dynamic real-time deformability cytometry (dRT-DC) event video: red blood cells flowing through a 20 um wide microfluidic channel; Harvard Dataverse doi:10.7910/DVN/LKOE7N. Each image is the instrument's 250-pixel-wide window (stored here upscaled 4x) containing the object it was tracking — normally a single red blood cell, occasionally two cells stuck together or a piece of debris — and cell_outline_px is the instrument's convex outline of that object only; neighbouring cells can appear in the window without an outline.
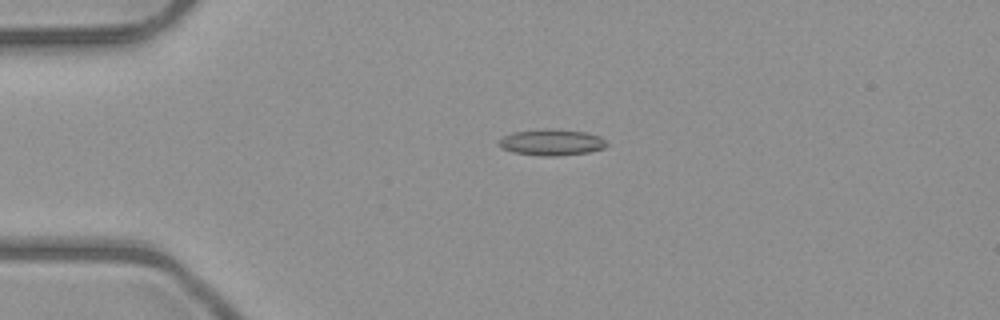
{"species": "common noctule bat (a hibernating species)", "species_latin": "Nyctalus noctula", "temperature_condition": "room temperature", "stored_images_in_passage": 4, "camera_frame_rate_fps": 3000, "um_per_image_px": 0.085, "animal": {"sex": "male", "body_mass_g": 23.1, "forearm_length_mm": 52.7}, "frame": {"image": 1, "passage_image": 3, "time_ms": 2.333, "image_size_px": [1000, 320], "cell_outline_px": [[608, 144], [604, 148], [588, 152], [556, 156], [540, 156], [512, 152], [504, 148], [500, 144], [500, 140], [504, 136], [512, 132], [544, 128], [548, 128], [584, 132], [600, 136]], "centroid_in_image_um": [46.9, 12.09], "position_along_channel_um": 38.1, "area_um2": 16.36}}